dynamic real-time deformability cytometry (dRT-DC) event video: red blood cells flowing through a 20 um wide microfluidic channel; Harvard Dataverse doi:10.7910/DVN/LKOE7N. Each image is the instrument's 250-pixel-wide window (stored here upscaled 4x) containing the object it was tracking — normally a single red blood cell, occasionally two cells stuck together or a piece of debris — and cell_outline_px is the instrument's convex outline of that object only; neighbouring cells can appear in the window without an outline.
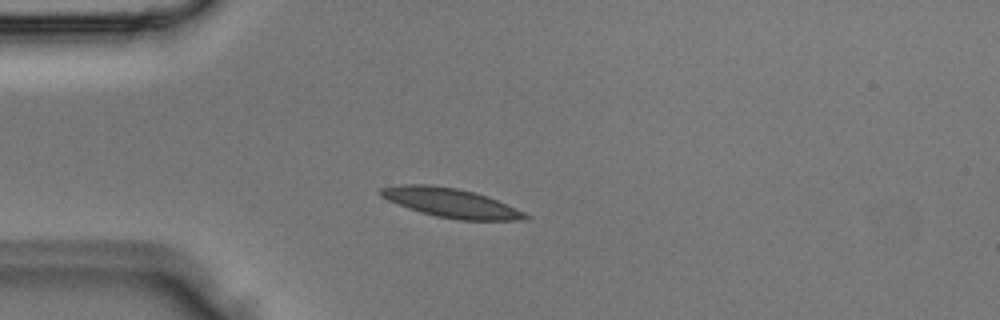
{"species": "Egyptian fruit bat (a non-hibernating species)", "species_latin": "Rousettus aegyptiacus", "temperature_condition": "room temperature", "stored_images_in_passage": 2, "camera_frame_rate_fps": 3000, "um_per_image_px": 0.085, "animal": {"sex": "male"}, "frame": {"image": 1, "passage_image": 2, "time_ms": 0.333, "image_size_px": [1000, 320], "cell_outline_px": [[532, 216], [528, 220], [456, 220], [436, 216], [420, 212], [408, 208], [388, 200], [380, 196], [376, 192], [380, 188], [400, 184], [428, 184], [456, 188], [476, 192], [488, 196], [524, 212]], "centroid_in_image_um": [38.31, 17.24], "position_along_channel_um": 46.7, "area_um2": 24.8}}